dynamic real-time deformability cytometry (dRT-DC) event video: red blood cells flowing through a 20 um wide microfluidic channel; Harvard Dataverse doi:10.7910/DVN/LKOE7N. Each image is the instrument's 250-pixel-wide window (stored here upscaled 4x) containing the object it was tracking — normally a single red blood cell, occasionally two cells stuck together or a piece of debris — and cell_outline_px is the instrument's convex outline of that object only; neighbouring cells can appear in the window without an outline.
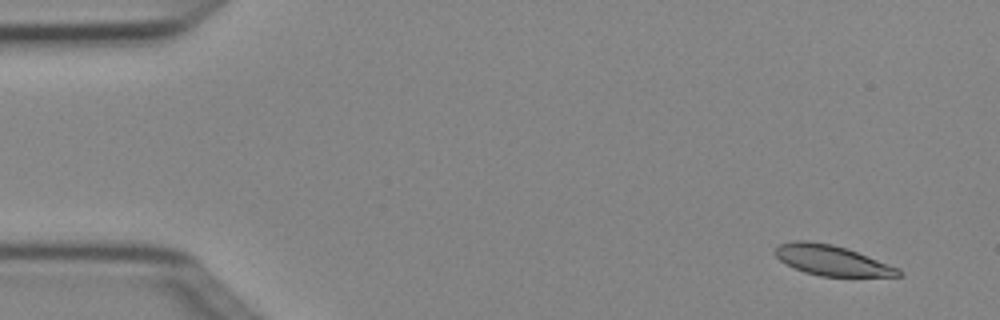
{"species": "Egyptian fruit bat (a non-hibernating species)", "species_latin": "Rousettus aegyptiacus", "temperature_condition": "cold", "stored_images_in_passage": 4, "camera_frame_rate_fps": 3000, "um_per_image_px": 0.085, "animal": {"sex": "female"}, "frame": {"image": 1, "passage_image": 1, "time_ms": 0.0, "image_size_px": [1000, 320], "cell_outline_px": [[904, 272], [900, 276], [820, 276], [804, 272], [780, 260], [772, 252], [780, 244], [792, 240], [808, 240], [832, 244], [848, 248], [900, 268]], "centroid_in_image_um": [70.72, 22.11], "position_along_channel_um": 14.3, "area_um2": 21.85}}
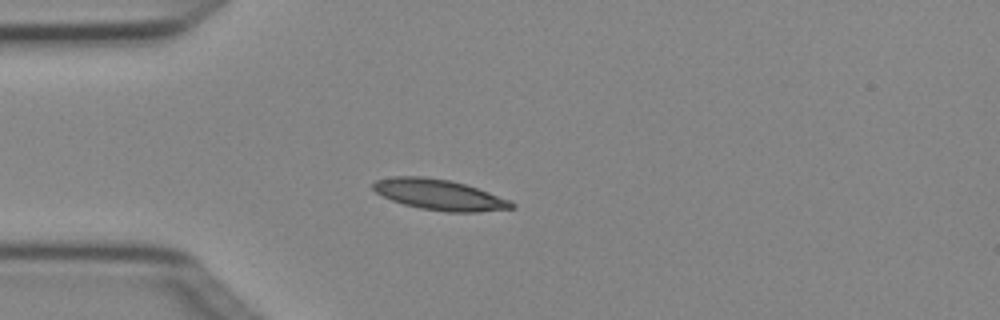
{"frame": {"image": 2, "passage_image": 4, "time_ms": 1.0, "image_size_px": [1000, 320], "cell_outline_px": [[516, 208], [476, 212], [448, 212], [420, 208], [404, 204], [392, 200], [376, 192], [372, 188], [372, 184], [376, 180], [392, 176], [420, 176], [448, 180], [464, 184], [512, 200], [516, 204]], "centroid_in_image_um": [37.37, 16.55], "position_along_channel_um": 47.6, "area_um2": 24.62}}